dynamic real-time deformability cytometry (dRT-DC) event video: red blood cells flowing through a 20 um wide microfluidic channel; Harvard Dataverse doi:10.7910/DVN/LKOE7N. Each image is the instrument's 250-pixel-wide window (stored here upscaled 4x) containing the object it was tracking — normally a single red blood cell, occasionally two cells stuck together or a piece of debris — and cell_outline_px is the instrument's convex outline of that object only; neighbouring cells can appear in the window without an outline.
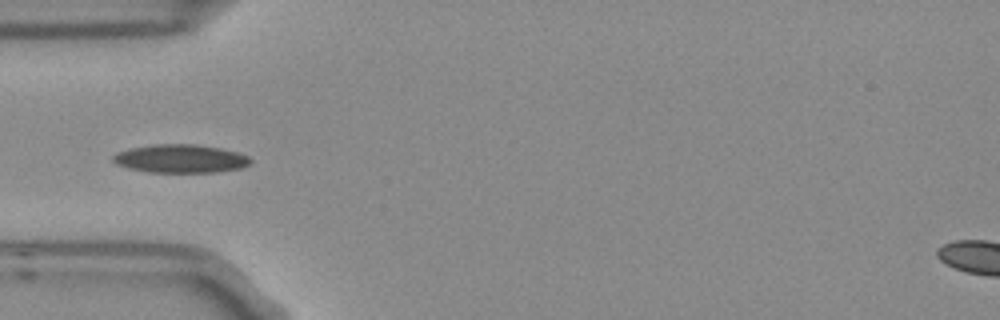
{"species": "Egyptian fruit bat (a non-hibernating species)", "species_latin": "Rousettus aegyptiacus", "temperature_condition": "room temperature", "stored_images_in_passage": 5, "camera_frame_rate_fps": 3000, "um_per_image_px": 0.085, "frame": {"image": 1, "passage_image": 5, "time_ms": 1.333, "image_size_px": [1000, 320], "cell_outline_px": [[252, 164], [240, 168], [216, 172], [148, 172], [128, 168], [116, 164], [112, 160], [112, 156], [116, 152], [132, 148], [156, 144], [196, 144], [220, 148], [236, 152], [248, 156], [252, 160]], "centroid_in_image_um": [15.34, 13.49], "position_along_channel_um": 69.7, "area_um2": 22.72}}